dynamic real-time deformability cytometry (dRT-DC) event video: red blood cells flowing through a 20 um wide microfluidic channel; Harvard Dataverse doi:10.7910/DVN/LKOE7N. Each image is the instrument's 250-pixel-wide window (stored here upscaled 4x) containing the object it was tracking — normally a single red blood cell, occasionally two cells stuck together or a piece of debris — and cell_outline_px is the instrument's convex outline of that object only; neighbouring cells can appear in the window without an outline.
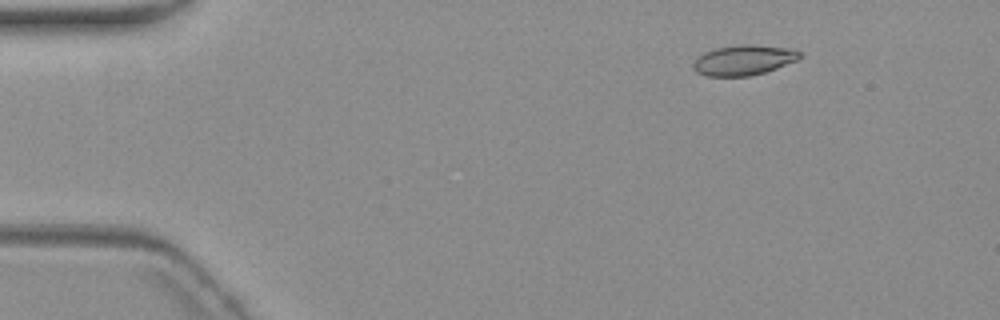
{"species": "common noctule bat (a hibernating species)", "species_latin": "Nyctalus noctula", "temperature_condition": "warm", "stored_images_in_passage": 8, "camera_frame_rate_fps": 3000, "um_per_image_px": 0.085, "animal": {"sex": "female", "body_mass_g": 19.3, "forearm_length_mm": 54.1}, "frame": {"image": 1, "passage_image": 3, "time_ms": 2.333, "image_size_px": [1000, 320], "cell_outline_px": [[800, 56], [796, 60], [776, 68], [764, 72], [748, 76], [708, 76], [696, 72], [692, 68], [692, 64], [696, 56], [712, 48], [740, 44], [752, 44], [792, 48], [800, 52]], "centroid_in_image_um": [63.14, 5.09], "position_along_channel_um": 21.9, "area_um2": 18.9}}
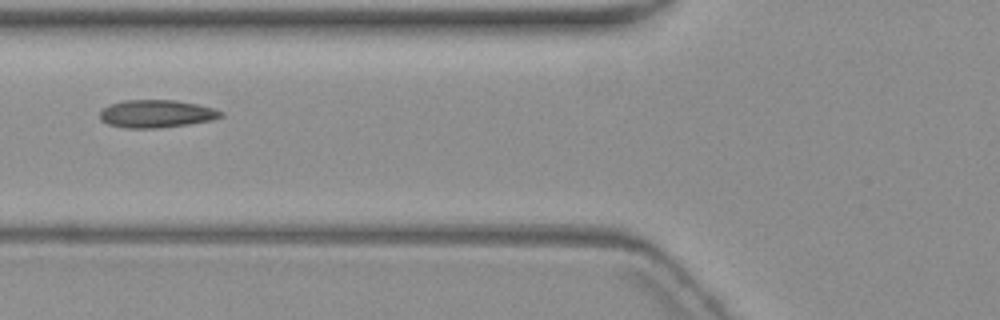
{"frame": {"image": 2, "passage_image": 7, "time_ms": 7.333, "image_size_px": [1000, 320], "cell_outline_px": [[224, 116], [212, 120], [188, 124], [156, 128], [124, 128], [108, 124], [100, 120], [100, 112], [104, 108], [112, 104], [124, 100], [176, 100], [196, 104], [212, 108], [224, 112]], "centroid_in_image_um": [13.3, 9.67], "position_along_channel_um": 112.5, "area_um2": 19.48}}
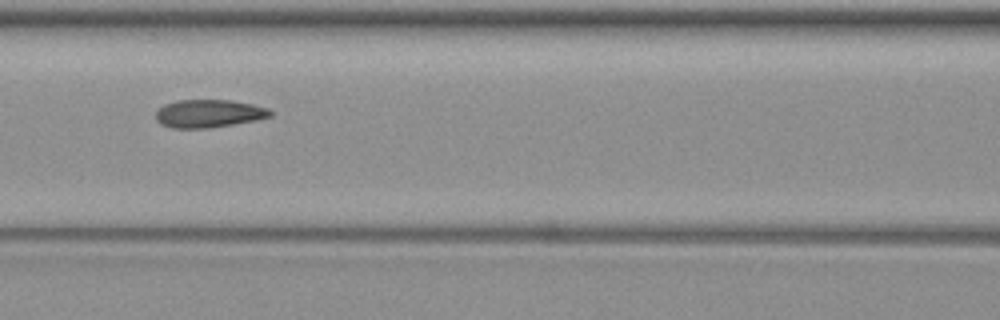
{"frame": {"image": 3, "passage_image": 8, "time_ms": 8.333, "image_size_px": [1000, 320], "cell_outline_px": [[272, 116], [256, 120], [208, 128], [172, 128], [160, 124], [156, 120], [156, 112], [164, 104], [176, 100], [232, 100], [252, 104], [268, 108], [272, 112]], "centroid_in_image_um": [17.73, 9.65], "position_along_channel_um": 148.9, "area_um2": 18.67}}